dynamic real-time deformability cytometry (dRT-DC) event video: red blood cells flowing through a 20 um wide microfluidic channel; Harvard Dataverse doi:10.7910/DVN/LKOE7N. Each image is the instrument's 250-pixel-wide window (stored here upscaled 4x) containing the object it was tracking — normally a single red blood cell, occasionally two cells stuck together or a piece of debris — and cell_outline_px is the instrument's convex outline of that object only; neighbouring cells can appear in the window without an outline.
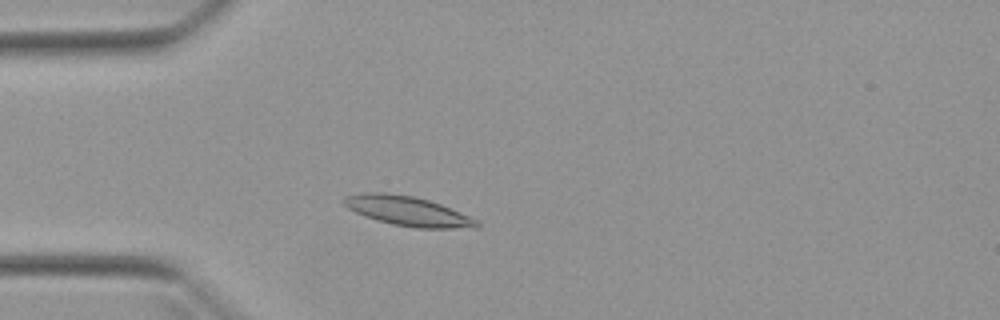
{"species": "Egyptian fruit bat (a non-hibernating species)", "species_latin": "Rousettus aegyptiacus", "temperature_condition": "warm", "stored_images_in_passage": 39, "camera_frame_rate_fps": 3000, "um_per_image_px": 0.085, "animal": {"sex": "female"}, "frame": {"image": 1, "passage_image": 10, "time_ms": 3.0, "image_size_px": [1000, 320], "cell_outline_px": [[480, 228], [416, 228], [392, 224], [376, 220], [364, 216], [348, 208], [340, 200], [344, 196], [360, 192], [384, 192], [412, 196], [428, 200], [440, 204], [468, 216], [476, 220], [480, 224]], "centroid_in_image_um": [34.6, 17.93], "position_along_channel_um": 50.4, "area_um2": 22.89}}
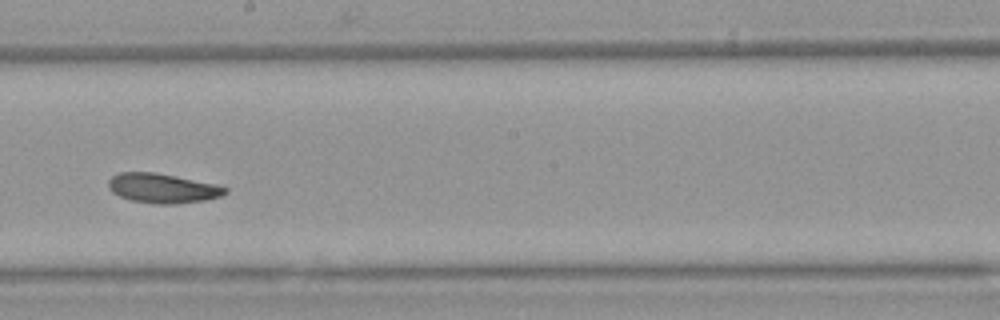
{"frame": {"image": 2, "passage_image": 25, "time_ms": 8.0, "image_size_px": [1000, 320], "cell_outline_px": [[228, 192], [220, 196], [204, 200], [176, 204], [156, 204], [132, 200], [120, 196], [112, 192], [108, 188], [108, 180], [112, 176], [120, 172], [156, 172], [216, 184], [228, 188]], "centroid_in_image_um": [13.81, 15.99], "position_along_channel_um": 234.4, "area_um2": 20.11}}
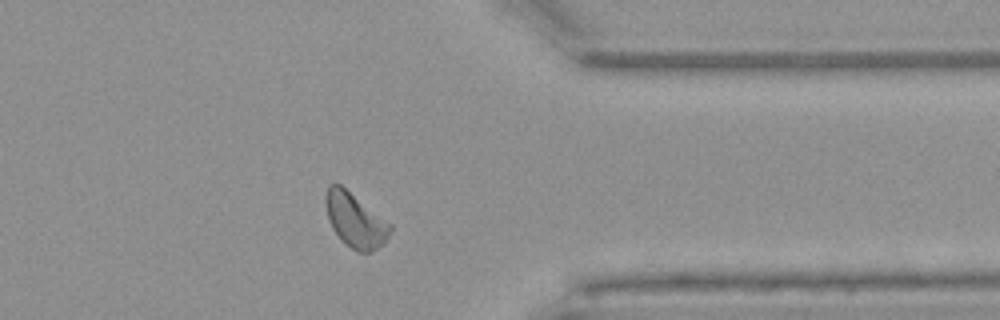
{"frame": {"image": 3, "passage_image": 37, "time_ms": 12.0, "image_size_px": [1000, 320], "cell_outline_px": [[392, 232], [372, 252], [356, 252], [332, 228], [324, 204], [324, 196], [328, 184], [340, 184], [392, 224]], "centroid_in_image_um": [30.18, 18.68], "position_along_channel_um": 381.2, "area_um2": 20.11}}